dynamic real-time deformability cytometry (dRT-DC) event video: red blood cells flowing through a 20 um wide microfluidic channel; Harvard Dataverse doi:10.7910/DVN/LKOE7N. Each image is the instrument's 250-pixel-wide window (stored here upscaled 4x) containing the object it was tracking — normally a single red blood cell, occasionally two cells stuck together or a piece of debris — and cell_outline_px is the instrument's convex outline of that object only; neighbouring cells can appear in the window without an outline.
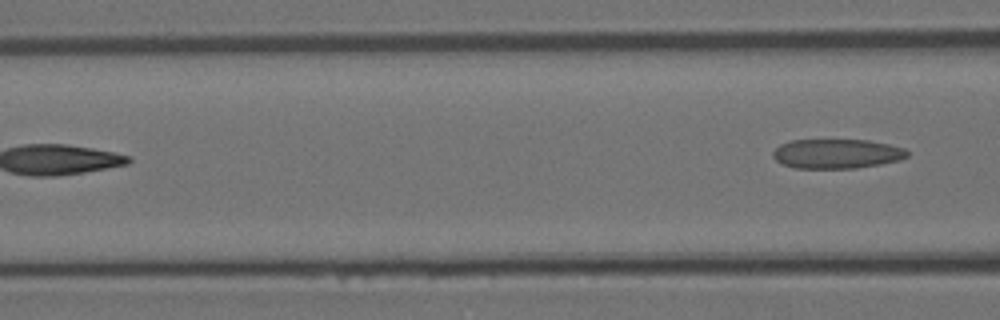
{"species": "Egyptian fruit bat (a non-hibernating species)", "species_latin": "Rousettus aegyptiacus", "temperature_condition": "room temperature", "stored_images_in_passage": 3, "camera_frame_rate_fps": 3000, "um_per_image_px": 0.085, "animal": {"sex": "female"}, "frame": {"image": 1, "passage_image": 3, "time_ms": 0.667, "image_size_px": [1000, 320], "cell_outline_px": [[908, 156], [900, 160], [880, 164], [856, 168], [796, 168], [784, 164], [776, 160], [772, 156], [772, 152], [780, 144], [792, 140], [868, 140], [888, 144], [904, 148], [908, 152]], "centroid_in_image_um": [71.13, 13.06], "position_along_channel_um": 95.5, "area_um2": 23.0}}